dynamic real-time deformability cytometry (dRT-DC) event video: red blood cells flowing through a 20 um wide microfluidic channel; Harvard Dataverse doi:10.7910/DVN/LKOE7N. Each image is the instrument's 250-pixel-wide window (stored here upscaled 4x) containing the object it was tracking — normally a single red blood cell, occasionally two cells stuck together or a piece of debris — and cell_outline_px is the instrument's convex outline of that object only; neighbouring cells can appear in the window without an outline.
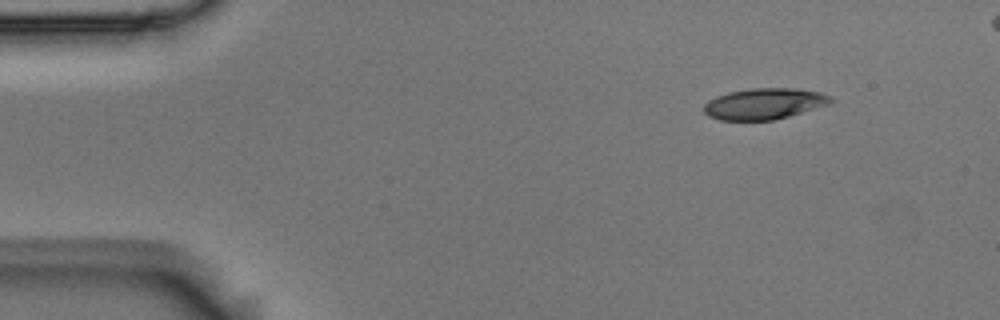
{"species": "Egyptian fruit bat (a non-hibernating species)", "species_latin": "Rousettus aegyptiacus", "temperature_condition": "room temperature", "stored_images_in_passage": 10, "camera_frame_rate_fps": 3000, "um_per_image_px": 0.085, "animal": {"sex": "male"}, "frame": {"image": 1, "passage_image": 1, "time_ms": 0.0, "image_size_px": [1000, 320], "cell_outline_px": [[832, 100], [828, 104], [788, 116], [772, 120], [720, 120], [708, 116], [704, 112], [704, 104], [708, 100], [716, 96], [728, 92], [752, 88], [796, 88], [820, 92], [828, 96]], "centroid_in_image_um": [64.9, 8.81], "position_along_channel_um": 20.1, "area_um2": 22.77}}
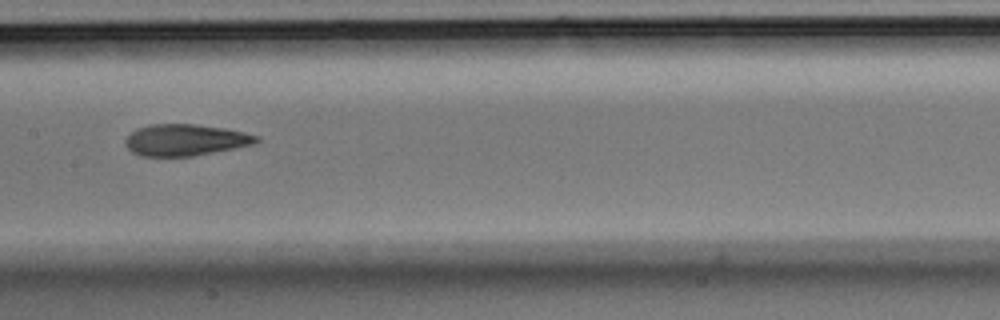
{"frame": {"image": 2, "passage_image": 7, "time_ms": 2.0, "image_size_px": [1000, 320], "cell_outline_px": [[260, 140], [256, 144], [236, 148], [192, 156], [140, 156], [132, 152], [124, 144], [124, 140], [136, 128], [152, 124], [196, 124], [224, 128], [244, 132], [260, 136]], "centroid_in_image_um": [15.77, 11.9], "position_along_channel_um": 191.6, "area_um2": 24.22}}
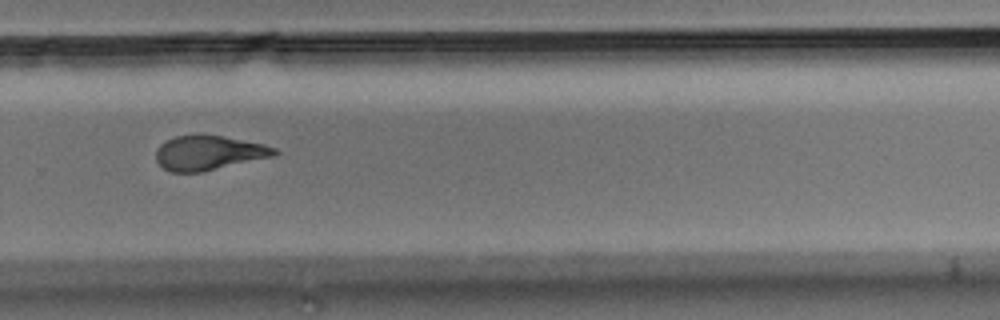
{"frame": {"image": 3, "passage_image": 10, "time_ms": 3.0, "image_size_px": [1000, 320], "cell_outline_px": [[280, 152], [276, 156], [204, 172], [172, 172], [164, 168], [156, 160], [156, 148], [160, 144], [176, 136], [196, 132], [220, 136], [264, 144], [276, 148]], "centroid_in_image_um": [17.76, 12.98], "position_along_channel_um": 312.0, "area_um2": 24.33}}